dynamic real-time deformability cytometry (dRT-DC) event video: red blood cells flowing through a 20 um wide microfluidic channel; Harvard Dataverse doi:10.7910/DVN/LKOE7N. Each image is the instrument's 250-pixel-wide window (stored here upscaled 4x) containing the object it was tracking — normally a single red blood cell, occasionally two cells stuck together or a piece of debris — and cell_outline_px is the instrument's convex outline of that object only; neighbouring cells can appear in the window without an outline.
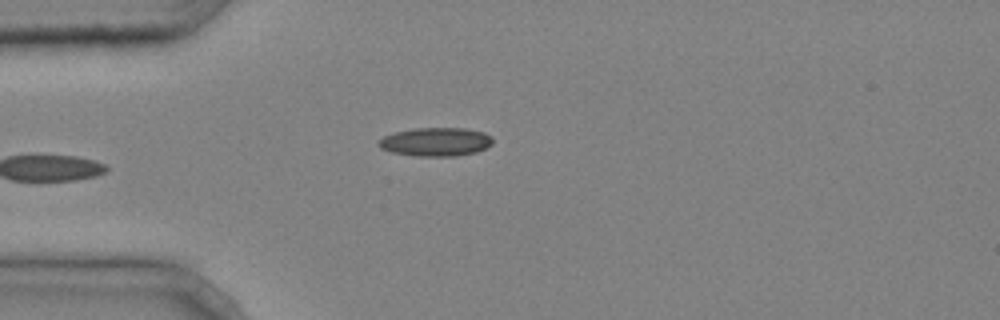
{"species": "common noctule bat (a hibernating species)", "species_latin": "Nyctalus noctula", "temperature_condition": "cold", "stored_images_in_passage": 4, "camera_frame_rate_fps": 3000, "um_per_image_px": 0.085, "animal": {"sex": "male", "body_mass_g": 20.4}, "frame": {"image": 1, "passage_image": 3, "time_ms": 0.667, "image_size_px": [1000, 320], "cell_outline_px": [[492, 144], [476, 152], [456, 156], [416, 156], [392, 152], [380, 148], [380, 140], [384, 136], [396, 132], [416, 128], [464, 128], [484, 132], [492, 136]], "centroid_in_image_um": [37.07, 12.06], "position_along_channel_um": 47.9, "area_um2": 18.84}}